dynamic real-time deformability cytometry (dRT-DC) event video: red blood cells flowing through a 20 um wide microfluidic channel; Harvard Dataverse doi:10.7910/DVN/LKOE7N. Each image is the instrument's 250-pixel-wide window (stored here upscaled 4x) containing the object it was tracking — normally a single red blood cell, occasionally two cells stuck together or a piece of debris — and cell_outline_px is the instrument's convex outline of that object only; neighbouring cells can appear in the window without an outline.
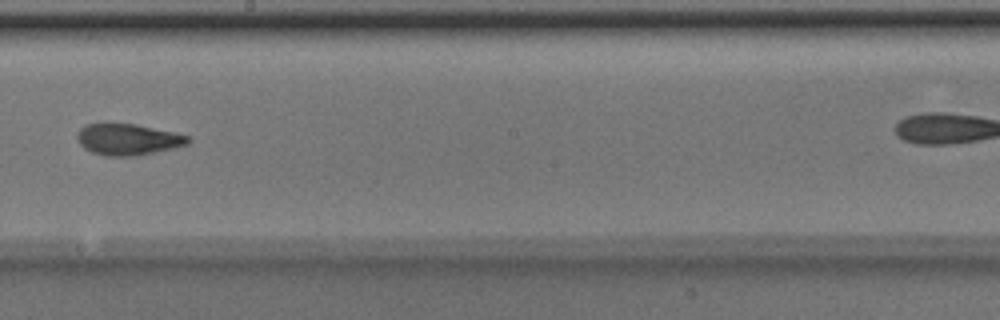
{"species": "Egyptian fruit bat (a non-hibernating species)", "species_latin": "Rousettus aegyptiacus", "temperature_condition": "room temperature", "stored_images_in_passage": 10, "segment_of_instrument_passage": [1, 2], "camera_frame_rate_fps": 3000, "um_per_image_px": 0.085, "animal": {"sex": "male"}, "frame": {"image": 1, "passage_image": 9, "time_ms": 2.667, "image_size_px": [1000, 320], "cell_outline_px": [[192, 140], [188, 144], [172, 148], [132, 156], [104, 156], [92, 152], [84, 148], [80, 144], [76, 136], [80, 128], [84, 124], [104, 120], [108, 120], [136, 124], [172, 132], [188, 136]], "centroid_in_image_um": [10.78, 11.79], "position_along_channel_um": 237.4, "area_um2": 20.75}}